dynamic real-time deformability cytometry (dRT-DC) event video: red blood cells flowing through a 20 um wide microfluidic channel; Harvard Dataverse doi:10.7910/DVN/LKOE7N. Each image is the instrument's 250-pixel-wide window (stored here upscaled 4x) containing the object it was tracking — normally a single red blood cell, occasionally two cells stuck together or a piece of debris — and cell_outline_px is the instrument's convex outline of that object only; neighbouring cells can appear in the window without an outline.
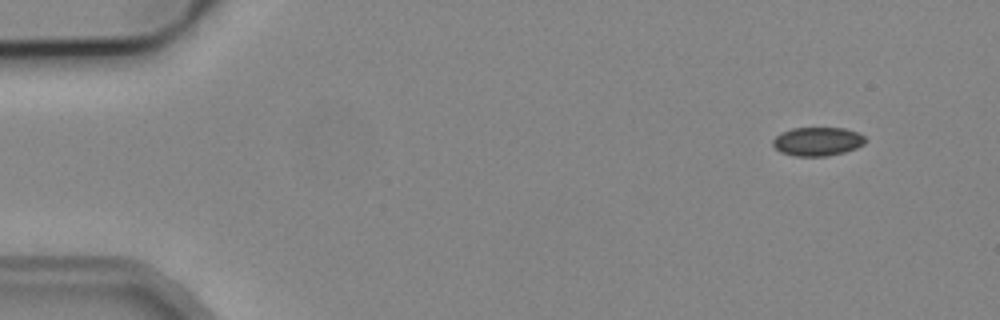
{"species": "common noctule bat (a hibernating species)", "species_latin": "Nyctalus noctula", "temperature_condition": "cold", "stored_images_in_passage": 2, "camera_frame_rate_fps": 3000, "um_per_image_px": 0.085, "animal": {"sex": "male", "body_mass_g": 19.2, "forearm_length_mm": 51.8}, "frame": {"image": 1, "passage_image": 1, "time_ms": 0.0, "image_size_px": [1000, 320], "cell_outline_px": [[868, 140], [864, 144], [856, 148], [844, 152], [828, 156], [796, 156], [780, 152], [772, 144], [772, 140], [776, 136], [792, 128], [844, 128], [856, 132], [864, 136]], "centroid_in_image_um": [69.51, 12.03], "position_along_channel_um": 15.5, "area_um2": 15.43}}